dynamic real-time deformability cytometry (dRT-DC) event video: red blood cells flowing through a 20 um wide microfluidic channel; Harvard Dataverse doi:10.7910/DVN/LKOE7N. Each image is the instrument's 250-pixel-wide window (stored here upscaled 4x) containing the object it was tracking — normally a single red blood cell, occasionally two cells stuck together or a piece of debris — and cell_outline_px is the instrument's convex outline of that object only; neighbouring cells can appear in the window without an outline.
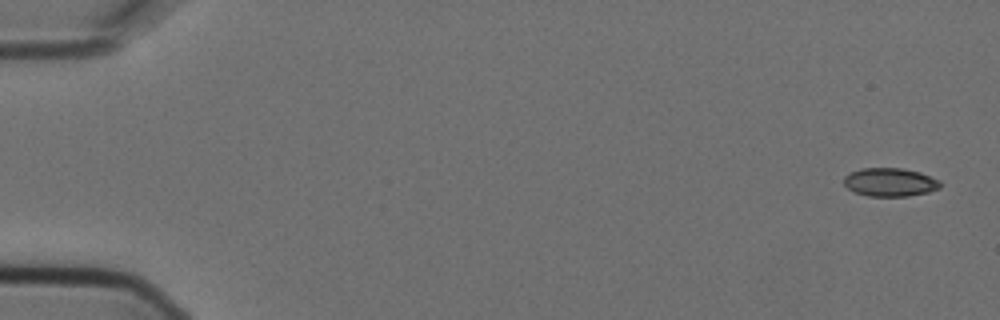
{"species": "Egyptian fruit bat (a non-hibernating species)", "species_latin": "Rousettus aegyptiacus", "temperature_condition": "cold", "stored_images_in_passage": 8, "camera_frame_rate_fps": 3000, "um_per_image_px": 0.085, "animal": {"sex": "female"}, "frame": {"image": 1, "passage_image": 1, "time_ms": 0.0, "image_size_px": [1000, 320], "cell_outline_px": [[940, 188], [928, 192], [908, 196], [868, 196], [852, 192], [844, 184], [844, 176], [860, 168], [904, 168], [920, 172], [940, 180]], "centroid_in_image_um": [75.64, 15.48], "position_along_channel_um": 9.4, "area_um2": 16.07}}
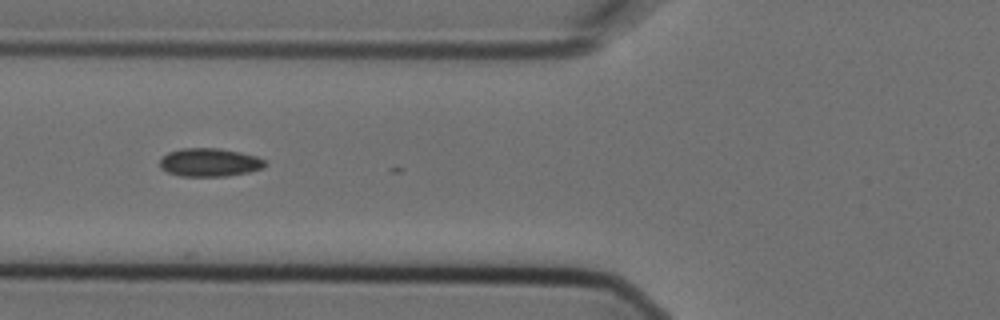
{"frame": {"image": 2, "passage_image": 6, "time_ms": 1.667, "image_size_px": [1000, 320], "cell_outline_px": [[268, 164], [264, 168], [248, 172], [228, 176], [180, 176], [168, 172], [160, 168], [160, 160], [168, 152], [180, 148], [220, 148], [240, 152], [256, 156], [264, 160]], "centroid_in_image_um": [17.83, 13.8], "position_along_channel_um": 108.0, "area_um2": 17.46}}
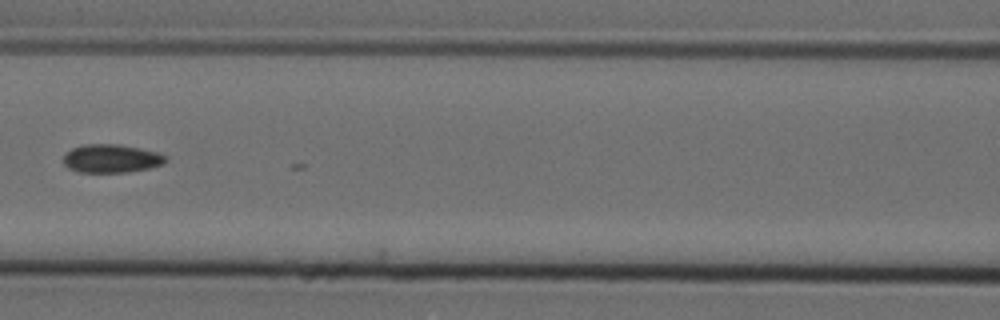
{"frame": {"image": 3, "passage_image": 7, "time_ms": 2.0, "image_size_px": [1000, 320], "cell_outline_px": [[168, 160], [164, 164], [148, 168], [128, 172], [80, 172], [68, 168], [64, 164], [64, 156], [72, 148], [84, 144], [120, 144], [140, 148], [156, 152], [168, 156]], "centroid_in_image_um": [9.5, 13.47], "position_along_channel_um": 157.1, "area_um2": 16.94}}